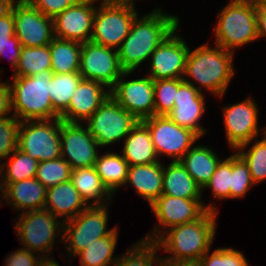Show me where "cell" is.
<instances>
[{
	"label": "cell",
	"instance_id": "obj_44",
	"mask_svg": "<svg viewBox=\"0 0 266 266\" xmlns=\"http://www.w3.org/2000/svg\"><path fill=\"white\" fill-rule=\"evenodd\" d=\"M47 17L54 18L63 10L76 4L79 0H27Z\"/></svg>",
	"mask_w": 266,
	"mask_h": 266
},
{
	"label": "cell",
	"instance_id": "obj_17",
	"mask_svg": "<svg viewBox=\"0 0 266 266\" xmlns=\"http://www.w3.org/2000/svg\"><path fill=\"white\" fill-rule=\"evenodd\" d=\"M175 28L155 49L149 59V76L153 81L159 79H178L184 77L186 60L190 48ZM177 34V35H176Z\"/></svg>",
	"mask_w": 266,
	"mask_h": 266
},
{
	"label": "cell",
	"instance_id": "obj_43",
	"mask_svg": "<svg viewBox=\"0 0 266 266\" xmlns=\"http://www.w3.org/2000/svg\"><path fill=\"white\" fill-rule=\"evenodd\" d=\"M20 123L14 116L0 120V160L17 149Z\"/></svg>",
	"mask_w": 266,
	"mask_h": 266
},
{
	"label": "cell",
	"instance_id": "obj_7",
	"mask_svg": "<svg viewBox=\"0 0 266 266\" xmlns=\"http://www.w3.org/2000/svg\"><path fill=\"white\" fill-rule=\"evenodd\" d=\"M108 206V204L88 206L76 217L64 222L62 243H68L65 248L69 257H76L93 241L111 234L117 228L114 226L109 230L107 229Z\"/></svg>",
	"mask_w": 266,
	"mask_h": 266
},
{
	"label": "cell",
	"instance_id": "obj_29",
	"mask_svg": "<svg viewBox=\"0 0 266 266\" xmlns=\"http://www.w3.org/2000/svg\"><path fill=\"white\" fill-rule=\"evenodd\" d=\"M94 167L103 184L113 195L121 186H127L125 184L128 177L129 164L122 154L114 152L99 154Z\"/></svg>",
	"mask_w": 266,
	"mask_h": 266
},
{
	"label": "cell",
	"instance_id": "obj_5",
	"mask_svg": "<svg viewBox=\"0 0 266 266\" xmlns=\"http://www.w3.org/2000/svg\"><path fill=\"white\" fill-rule=\"evenodd\" d=\"M214 27L215 45L234 52L236 48L259 40L256 5L249 0H231L218 13Z\"/></svg>",
	"mask_w": 266,
	"mask_h": 266
},
{
	"label": "cell",
	"instance_id": "obj_52",
	"mask_svg": "<svg viewBox=\"0 0 266 266\" xmlns=\"http://www.w3.org/2000/svg\"><path fill=\"white\" fill-rule=\"evenodd\" d=\"M252 3H254L255 5H262V4H266V0H249Z\"/></svg>",
	"mask_w": 266,
	"mask_h": 266
},
{
	"label": "cell",
	"instance_id": "obj_11",
	"mask_svg": "<svg viewBox=\"0 0 266 266\" xmlns=\"http://www.w3.org/2000/svg\"><path fill=\"white\" fill-rule=\"evenodd\" d=\"M149 130L158 158L162 155L179 161L201 137L191 129L179 126L168 115H153L141 121Z\"/></svg>",
	"mask_w": 266,
	"mask_h": 266
},
{
	"label": "cell",
	"instance_id": "obj_15",
	"mask_svg": "<svg viewBox=\"0 0 266 266\" xmlns=\"http://www.w3.org/2000/svg\"><path fill=\"white\" fill-rule=\"evenodd\" d=\"M132 71H124L110 89V95L138 121L154 115V81L149 77L125 80Z\"/></svg>",
	"mask_w": 266,
	"mask_h": 266
},
{
	"label": "cell",
	"instance_id": "obj_35",
	"mask_svg": "<svg viewBox=\"0 0 266 266\" xmlns=\"http://www.w3.org/2000/svg\"><path fill=\"white\" fill-rule=\"evenodd\" d=\"M22 45L15 35L14 15L12 8L0 11V59L11 51L10 63L15 70L20 59ZM6 57V56H5Z\"/></svg>",
	"mask_w": 266,
	"mask_h": 266
},
{
	"label": "cell",
	"instance_id": "obj_2",
	"mask_svg": "<svg viewBox=\"0 0 266 266\" xmlns=\"http://www.w3.org/2000/svg\"><path fill=\"white\" fill-rule=\"evenodd\" d=\"M233 55L220 46L209 47L208 43L189 50L183 80L201 92L204 87L212 95L222 98L235 73ZM193 80L196 85L199 83L198 87Z\"/></svg>",
	"mask_w": 266,
	"mask_h": 266
},
{
	"label": "cell",
	"instance_id": "obj_31",
	"mask_svg": "<svg viewBox=\"0 0 266 266\" xmlns=\"http://www.w3.org/2000/svg\"><path fill=\"white\" fill-rule=\"evenodd\" d=\"M118 228L111 234L93 241L84 250L79 252L76 257H80V266H113L119 256L113 257L117 240Z\"/></svg>",
	"mask_w": 266,
	"mask_h": 266
},
{
	"label": "cell",
	"instance_id": "obj_46",
	"mask_svg": "<svg viewBox=\"0 0 266 266\" xmlns=\"http://www.w3.org/2000/svg\"><path fill=\"white\" fill-rule=\"evenodd\" d=\"M9 81L10 80L2 82V80H0V120L13 116L9 115L10 113H13L12 101H11V89L10 85L8 84Z\"/></svg>",
	"mask_w": 266,
	"mask_h": 266
},
{
	"label": "cell",
	"instance_id": "obj_54",
	"mask_svg": "<svg viewBox=\"0 0 266 266\" xmlns=\"http://www.w3.org/2000/svg\"><path fill=\"white\" fill-rule=\"evenodd\" d=\"M262 134L266 137V128L263 129V133Z\"/></svg>",
	"mask_w": 266,
	"mask_h": 266
},
{
	"label": "cell",
	"instance_id": "obj_34",
	"mask_svg": "<svg viewBox=\"0 0 266 266\" xmlns=\"http://www.w3.org/2000/svg\"><path fill=\"white\" fill-rule=\"evenodd\" d=\"M8 162L1 163V183H14L21 180L34 178L39 161L32 158L18 148L10 155Z\"/></svg>",
	"mask_w": 266,
	"mask_h": 266
},
{
	"label": "cell",
	"instance_id": "obj_37",
	"mask_svg": "<svg viewBox=\"0 0 266 266\" xmlns=\"http://www.w3.org/2000/svg\"><path fill=\"white\" fill-rule=\"evenodd\" d=\"M256 141L248 150L235 149L234 151L247 164L252 181L256 184L266 180V137Z\"/></svg>",
	"mask_w": 266,
	"mask_h": 266
},
{
	"label": "cell",
	"instance_id": "obj_45",
	"mask_svg": "<svg viewBox=\"0 0 266 266\" xmlns=\"http://www.w3.org/2000/svg\"><path fill=\"white\" fill-rule=\"evenodd\" d=\"M34 253V254H33ZM42 256L35 252L20 248L12 251L4 261L5 266H37Z\"/></svg>",
	"mask_w": 266,
	"mask_h": 266
},
{
	"label": "cell",
	"instance_id": "obj_19",
	"mask_svg": "<svg viewBox=\"0 0 266 266\" xmlns=\"http://www.w3.org/2000/svg\"><path fill=\"white\" fill-rule=\"evenodd\" d=\"M94 3L95 0H79L55 16L54 36L79 43L90 41L96 11Z\"/></svg>",
	"mask_w": 266,
	"mask_h": 266
},
{
	"label": "cell",
	"instance_id": "obj_12",
	"mask_svg": "<svg viewBox=\"0 0 266 266\" xmlns=\"http://www.w3.org/2000/svg\"><path fill=\"white\" fill-rule=\"evenodd\" d=\"M137 15L136 8L128 6H97L90 41L118 49Z\"/></svg>",
	"mask_w": 266,
	"mask_h": 266
},
{
	"label": "cell",
	"instance_id": "obj_8",
	"mask_svg": "<svg viewBox=\"0 0 266 266\" xmlns=\"http://www.w3.org/2000/svg\"><path fill=\"white\" fill-rule=\"evenodd\" d=\"M60 117L21 121L17 148L39 162L61 157Z\"/></svg>",
	"mask_w": 266,
	"mask_h": 266
},
{
	"label": "cell",
	"instance_id": "obj_24",
	"mask_svg": "<svg viewBox=\"0 0 266 266\" xmlns=\"http://www.w3.org/2000/svg\"><path fill=\"white\" fill-rule=\"evenodd\" d=\"M163 163L161 161L129 166L126 184H131L136 192L149 202V206L163 191Z\"/></svg>",
	"mask_w": 266,
	"mask_h": 266
},
{
	"label": "cell",
	"instance_id": "obj_9",
	"mask_svg": "<svg viewBox=\"0 0 266 266\" xmlns=\"http://www.w3.org/2000/svg\"><path fill=\"white\" fill-rule=\"evenodd\" d=\"M138 122L109 95L84 125L102 148L124 140Z\"/></svg>",
	"mask_w": 266,
	"mask_h": 266
},
{
	"label": "cell",
	"instance_id": "obj_33",
	"mask_svg": "<svg viewBox=\"0 0 266 266\" xmlns=\"http://www.w3.org/2000/svg\"><path fill=\"white\" fill-rule=\"evenodd\" d=\"M51 70L49 45L23 47L13 77L34 76L42 71Z\"/></svg>",
	"mask_w": 266,
	"mask_h": 266
},
{
	"label": "cell",
	"instance_id": "obj_30",
	"mask_svg": "<svg viewBox=\"0 0 266 266\" xmlns=\"http://www.w3.org/2000/svg\"><path fill=\"white\" fill-rule=\"evenodd\" d=\"M49 48L53 74L79 72L82 43L55 37Z\"/></svg>",
	"mask_w": 266,
	"mask_h": 266
},
{
	"label": "cell",
	"instance_id": "obj_38",
	"mask_svg": "<svg viewBox=\"0 0 266 266\" xmlns=\"http://www.w3.org/2000/svg\"><path fill=\"white\" fill-rule=\"evenodd\" d=\"M71 166L62 157L39 162L35 178L46 188L70 180Z\"/></svg>",
	"mask_w": 266,
	"mask_h": 266
},
{
	"label": "cell",
	"instance_id": "obj_49",
	"mask_svg": "<svg viewBox=\"0 0 266 266\" xmlns=\"http://www.w3.org/2000/svg\"><path fill=\"white\" fill-rule=\"evenodd\" d=\"M95 1L97 2L98 0H95ZM134 4H135L134 0H102L100 5L128 6V7L136 8Z\"/></svg>",
	"mask_w": 266,
	"mask_h": 266
},
{
	"label": "cell",
	"instance_id": "obj_3",
	"mask_svg": "<svg viewBox=\"0 0 266 266\" xmlns=\"http://www.w3.org/2000/svg\"><path fill=\"white\" fill-rule=\"evenodd\" d=\"M218 213L207 210L199 219L167 229L157 240L158 247L170 252L173 260H200L211 249ZM172 254V255H171Z\"/></svg>",
	"mask_w": 266,
	"mask_h": 266
},
{
	"label": "cell",
	"instance_id": "obj_48",
	"mask_svg": "<svg viewBox=\"0 0 266 266\" xmlns=\"http://www.w3.org/2000/svg\"><path fill=\"white\" fill-rule=\"evenodd\" d=\"M159 266H202L200 260H173L168 258H161Z\"/></svg>",
	"mask_w": 266,
	"mask_h": 266
},
{
	"label": "cell",
	"instance_id": "obj_14",
	"mask_svg": "<svg viewBox=\"0 0 266 266\" xmlns=\"http://www.w3.org/2000/svg\"><path fill=\"white\" fill-rule=\"evenodd\" d=\"M123 72L117 49L93 41L82 43L79 73L83 79L100 82L110 90Z\"/></svg>",
	"mask_w": 266,
	"mask_h": 266
},
{
	"label": "cell",
	"instance_id": "obj_1",
	"mask_svg": "<svg viewBox=\"0 0 266 266\" xmlns=\"http://www.w3.org/2000/svg\"><path fill=\"white\" fill-rule=\"evenodd\" d=\"M179 20V17L165 13L162 8H156L141 18L137 15L129 34L117 49L121 68L134 72L180 25Z\"/></svg>",
	"mask_w": 266,
	"mask_h": 266
},
{
	"label": "cell",
	"instance_id": "obj_13",
	"mask_svg": "<svg viewBox=\"0 0 266 266\" xmlns=\"http://www.w3.org/2000/svg\"><path fill=\"white\" fill-rule=\"evenodd\" d=\"M11 8L15 35L23 47H41L53 41L55 38L53 18L42 14L27 0H14Z\"/></svg>",
	"mask_w": 266,
	"mask_h": 266
},
{
	"label": "cell",
	"instance_id": "obj_23",
	"mask_svg": "<svg viewBox=\"0 0 266 266\" xmlns=\"http://www.w3.org/2000/svg\"><path fill=\"white\" fill-rule=\"evenodd\" d=\"M87 207L70 180L47 189L44 209L57 218H63V222L76 217Z\"/></svg>",
	"mask_w": 266,
	"mask_h": 266
},
{
	"label": "cell",
	"instance_id": "obj_16",
	"mask_svg": "<svg viewBox=\"0 0 266 266\" xmlns=\"http://www.w3.org/2000/svg\"><path fill=\"white\" fill-rule=\"evenodd\" d=\"M250 96L245 100L223 107L226 140L231 149H247L260 133L258 109Z\"/></svg>",
	"mask_w": 266,
	"mask_h": 266
},
{
	"label": "cell",
	"instance_id": "obj_50",
	"mask_svg": "<svg viewBox=\"0 0 266 266\" xmlns=\"http://www.w3.org/2000/svg\"><path fill=\"white\" fill-rule=\"evenodd\" d=\"M37 266H60L57 261L54 260V258L49 256L41 257V259L38 262Z\"/></svg>",
	"mask_w": 266,
	"mask_h": 266
},
{
	"label": "cell",
	"instance_id": "obj_18",
	"mask_svg": "<svg viewBox=\"0 0 266 266\" xmlns=\"http://www.w3.org/2000/svg\"><path fill=\"white\" fill-rule=\"evenodd\" d=\"M83 123H69L62 121L60 127L61 157L65 159L71 169L93 167L99 156L96 139L89 133Z\"/></svg>",
	"mask_w": 266,
	"mask_h": 266
},
{
	"label": "cell",
	"instance_id": "obj_27",
	"mask_svg": "<svg viewBox=\"0 0 266 266\" xmlns=\"http://www.w3.org/2000/svg\"><path fill=\"white\" fill-rule=\"evenodd\" d=\"M70 181L88 206H101L112 200V193L103 184L94 166L73 169Z\"/></svg>",
	"mask_w": 266,
	"mask_h": 266
},
{
	"label": "cell",
	"instance_id": "obj_47",
	"mask_svg": "<svg viewBox=\"0 0 266 266\" xmlns=\"http://www.w3.org/2000/svg\"><path fill=\"white\" fill-rule=\"evenodd\" d=\"M259 38L266 36V4L256 5Z\"/></svg>",
	"mask_w": 266,
	"mask_h": 266
},
{
	"label": "cell",
	"instance_id": "obj_36",
	"mask_svg": "<svg viewBox=\"0 0 266 266\" xmlns=\"http://www.w3.org/2000/svg\"><path fill=\"white\" fill-rule=\"evenodd\" d=\"M113 266H153L159 264L160 257L156 255L159 250L156 241L141 239L136 244H132Z\"/></svg>",
	"mask_w": 266,
	"mask_h": 266
},
{
	"label": "cell",
	"instance_id": "obj_41",
	"mask_svg": "<svg viewBox=\"0 0 266 266\" xmlns=\"http://www.w3.org/2000/svg\"><path fill=\"white\" fill-rule=\"evenodd\" d=\"M231 186V155L219 162L209 182L202 189H210L214 199H230Z\"/></svg>",
	"mask_w": 266,
	"mask_h": 266
},
{
	"label": "cell",
	"instance_id": "obj_39",
	"mask_svg": "<svg viewBox=\"0 0 266 266\" xmlns=\"http://www.w3.org/2000/svg\"><path fill=\"white\" fill-rule=\"evenodd\" d=\"M183 82V78L154 81V115H168L172 111L177 90Z\"/></svg>",
	"mask_w": 266,
	"mask_h": 266
},
{
	"label": "cell",
	"instance_id": "obj_4",
	"mask_svg": "<svg viewBox=\"0 0 266 266\" xmlns=\"http://www.w3.org/2000/svg\"><path fill=\"white\" fill-rule=\"evenodd\" d=\"M52 76V70H45L34 76L12 77L13 83L9 85L14 117L20 121L60 117L49 97Z\"/></svg>",
	"mask_w": 266,
	"mask_h": 266
},
{
	"label": "cell",
	"instance_id": "obj_10",
	"mask_svg": "<svg viewBox=\"0 0 266 266\" xmlns=\"http://www.w3.org/2000/svg\"><path fill=\"white\" fill-rule=\"evenodd\" d=\"M202 199H183L161 194L150 208L157 218L152 232L147 233L144 239L156 241L167 229L189 223L199 219L207 210L217 211L213 204L204 205ZM216 207V208H215ZM159 224L157 225V223ZM160 225V226H159ZM163 226V230H162ZM161 227V228H160Z\"/></svg>",
	"mask_w": 266,
	"mask_h": 266
},
{
	"label": "cell",
	"instance_id": "obj_28",
	"mask_svg": "<svg viewBox=\"0 0 266 266\" xmlns=\"http://www.w3.org/2000/svg\"><path fill=\"white\" fill-rule=\"evenodd\" d=\"M162 194L183 199H202V189L179 161L163 165Z\"/></svg>",
	"mask_w": 266,
	"mask_h": 266
},
{
	"label": "cell",
	"instance_id": "obj_20",
	"mask_svg": "<svg viewBox=\"0 0 266 266\" xmlns=\"http://www.w3.org/2000/svg\"><path fill=\"white\" fill-rule=\"evenodd\" d=\"M203 93L184 81L177 90L173 109L168 114V117L176 124L193 130L201 138L207 133L199 123L206 109V95Z\"/></svg>",
	"mask_w": 266,
	"mask_h": 266
},
{
	"label": "cell",
	"instance_id": "obj_32",
	"mask_svg": "<svg viewBox=\"0 0 266 266\" xmlns=\"http://www.w3.org/2000/svg\"><path fill=\"white\" fill-rule=\"evenodd\" d=\"M83 79L79 72L53 74L49 97L53 109L61 116L69 106L72 95Z\"/></svg>",
	"mask_w": 266,
	"mask_h": 266
},
{
	"label": "cell",
	"instance_id": "obj_53",
	"mask_svg": "<svg viewBox=\"0 0 266 266\" xmlns=\"http://www.w3.org/2000/svg\"><path fill=\"white\" fill-rule=\"evenodd\" d=\"M0 177H1V173H0ZM3 191V188H2V185H1V181H0V192H2ZM1 194V193H0ZM2 198H0V204H1V200Z\"/></svg>",
	"mask_w": 266,
	"mask_h": 266
},
{
	"label": "cell",
	"instance_id": "obj_26",
	"mask_svg": "<svg viewBox=\"0 0 266 266\" xmlns=\"http://www.w3.org/2000/svg\"><path fill=\"white\" fill-rule=\"evenodd\" d=\"M221 160L217 153L207 145H193L179 162L196 184L203 189Z\"/></svg>",
	"mask_w": 266,
	"mask_h": 266
},
{
	"label": "cell",
	"instance_id": "obj_25",
	"mask_svg": "<svg viewBox=\"0 0 266 266\" xmlns=\"http://www.w3.org/2000/svg\"><path fill=\"white\" fill-rule=\"evenodd\" d=\"M129 166L159 162L148 128L139 121L124 139L121 151Z\"/></svg>",
	"mask_w": 266,
	"mask_h": 266
},
{
	"label": "cell",
	"instance_id": "obj_22",
	"mask_svg": "<svg viewBox=\"0 0 266 266\" xmlns=\"http://www.w3.org/2000/svg\"><path fill=\"white\" fill-rule=\"evenodd\" d=\"M2 198L14 210L26 211L43 210L46 203L47 189L34 177L14 183H1Z\"/></svg>",
	"mask_w": 266,
	"mask_h": 266
},
{
	"label": "cell",
	"instance_id": "obj_40",
	"mask_svg": "<svg viewBox=\"0 0 266 266\" xmlns=\"http://www.w3.org/2000/svg\"><path fill=\"white\" fill-rule=\"evenodd\" d=\"M251 186H255V183L252 181L248 166L234 151L231 155L230 199L244 198Z\"/></svg>",
	"mask_w": 266,
	"mask_h": 266
},
{
	"label": "cell",
	"instance_id": "obj_6",
	"mask_svg": "<svg viewBox=\"0 0 266 266\" xmlns=\"http://www.w3.org/2000/svg\"><path fill=\"white\" fill-rule=\"evenodd\" d=\"M17 217L18 221H16L14 226V232L17 233V237L19 236V241L23 245L22 248L32 252L38 251L37 253L40 252V255L44 257L53 253L54 241L58 236L59 239L57 241L60 238V242L63 241L64 222L50 211L45 209L26 211L19 213Z\"/></svg>",
	"mask_w": 266,
	"mask_h": 266
},
{
	"label": "cell",
	"instance_id": "obj_21",
	"mask_svg": "<svg viewBox=\"0 0 266 266\" xmlns=\"http://www.w3.org/2000/svg\"><path fill=\"white\" fill-rule=\"evenodd\" d=\"M109 95L110 90L104 84L82 79L60 118L64 122L85 123Z\"/></svg>",
	"mask_w": 266,
	"mask_h": 266
},
{
	"label": "cell",
	"instance_id": "obj_42",
	"mask_svg": "<svg viewBox=\"0 0 266 266\" xmlns=\"http://www.w3.org/2000/svg\"><path fill=\"white\" fill-rule=\"evenodd\" d=\"M202 266H248L244 254L231 248L210 249L200 258Z\"/></svg>",
	"mask_w": 266,
	"mask_h": 266
},
{
	"label": "cell",
	"instance_id": "obj_51",
	"mask_svg": "<svg viewBox=\"0 0 266 266\" xmlns=\"http://www.w3.org/2000/svg\"><path fill=\"white\" fill-rule=\"evenodd\" d=\"M13 1L14 0H0V11L10 8Z\"/></svg>",
	"mask_w": 266,
	"mask_h": 266
}]
</instances>
